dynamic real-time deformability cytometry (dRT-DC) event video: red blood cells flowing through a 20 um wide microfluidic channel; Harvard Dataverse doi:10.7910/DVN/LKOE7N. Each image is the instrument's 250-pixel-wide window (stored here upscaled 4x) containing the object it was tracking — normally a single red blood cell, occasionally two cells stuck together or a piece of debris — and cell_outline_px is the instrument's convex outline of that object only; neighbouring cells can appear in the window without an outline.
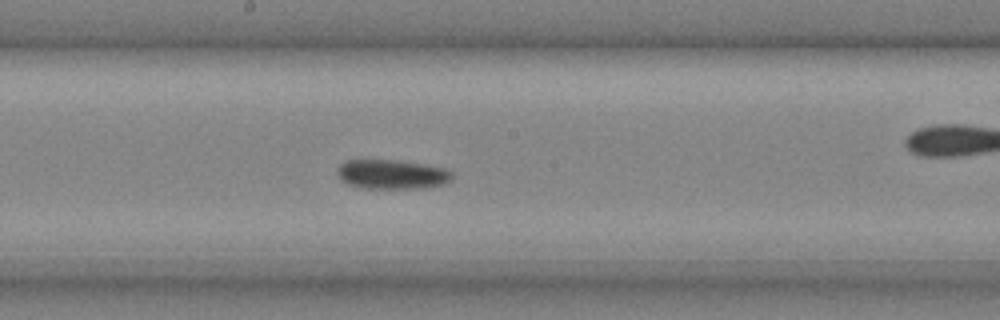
{"species": "common noctule bat (a hibernating species)", "species_latin": "Nyctalus noctula", "temperature_condition": "cold", "stored_images_in_passage": 34, "camera_frame_rate_fps": 3000, "um_per_image_px": 0.085, "animal": {"sex": "male", "body_mass_g": 20.4}, "frame": {"image": 1, "passage_image": 20, "time_ms": 6.333, "image_size_px": [1000, 320], "cell_outline_px": [[452, 180], [444, 184], [424, 188], [364, 188], [348, 184], [340, 180], [336, 172], [336, 168], [344, 160], [400, 160], [424, 164], [444, 168], [452, 172]], "centroid_in_image_um": [33.29, 14.81], "position_along_channel_um": 214.9, "area_um2": 19.88}}